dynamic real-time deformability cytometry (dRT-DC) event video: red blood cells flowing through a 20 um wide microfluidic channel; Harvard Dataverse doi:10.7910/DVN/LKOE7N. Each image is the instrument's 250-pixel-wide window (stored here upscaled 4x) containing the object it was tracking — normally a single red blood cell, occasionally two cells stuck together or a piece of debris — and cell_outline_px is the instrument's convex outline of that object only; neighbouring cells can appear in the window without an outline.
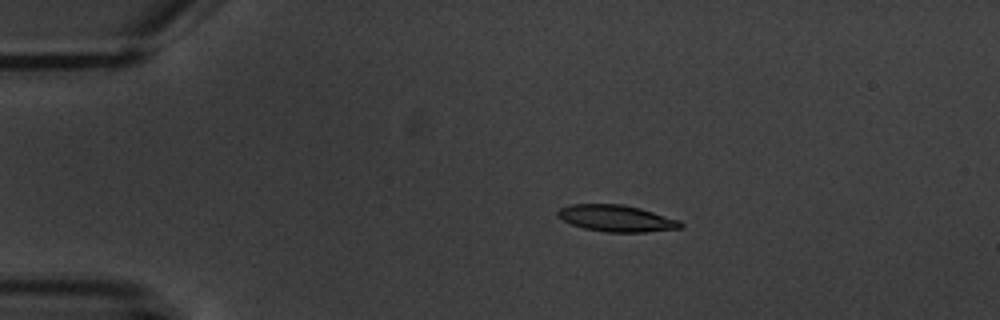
{"species": "common noctule bat (a hibernating species)", "species_latin": "Nyctalus noctula", "temperature_condition": "warm", "stored_images_in_passage": 10, "camera_frame_rate_fps": 3000, "um_per_image_px": 0.085, "animal": {"sex": "male", "body_mass_g": 20.1, "forearm_length_mm": 53.5}, "frame": {"image": 1, "passage_image": 2, "time_ms": 1.0, "image_size_px": [1000, 320], "cell_outline_px": [[684, 228], [644, 232], [608, 232], [584, 228], [572, 224], [556, 216], [556, 212], [560, 208], [572, 204], [624, 204], [640, 208], [680, 220], [684, 224]], "centroid_in_image_um": [52.43, 18.56], "position_along_channel_um": 32.6, "area_um2": 19.07}}
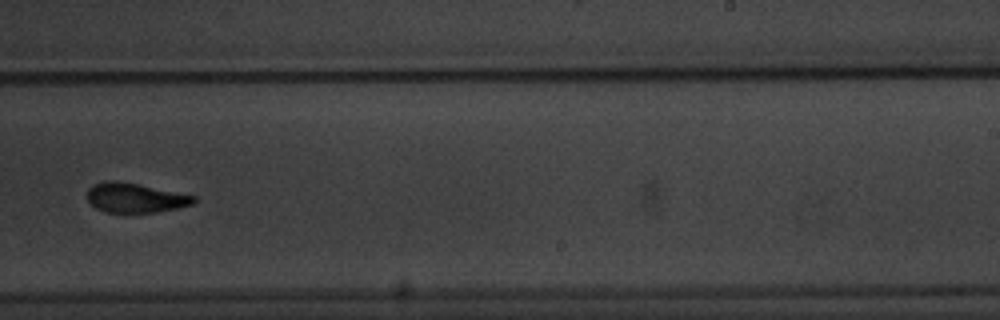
{"frame": {"image": 2, "passage_image": 9, "time_ms": 9.333, "image_size_px": [1000, 320], "cell_outline_px": [[196, 200], [192, 204], [180, 208], [156, 212], [108, 212], [96, 208], [88, 200], [88, 188], [92, 184], [104, 180], [116, 180], [196, 196]], "centroid_in_image_um": [11.48, 16.81], "position_along_channel_um": 277.5, "area_um2": 18.21}}
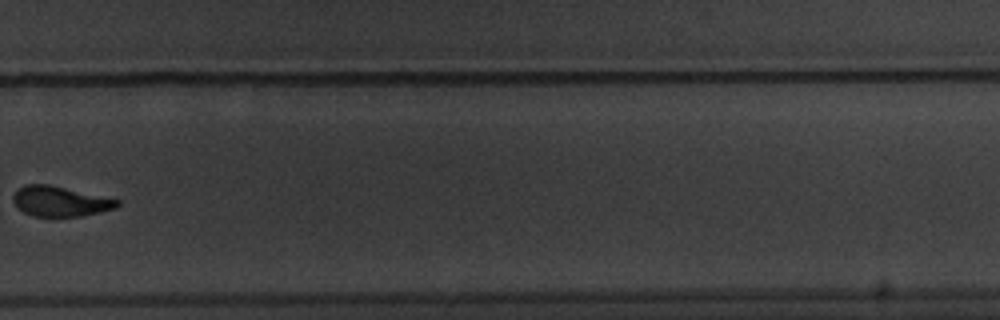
{"frame": {"image": 3, "passage_image": 10, "time_ms": 10.667, "image_size_px": [1000, 320], "cell_outline_px": [[120, 204], [116, 208], [100, 212], [80, 216], [32, 216], [24, 212], [12, 200], [12, 196], [24, 184], [48, 184], [120, 200]], "centroid_in_image_um": [5.12, 17.11], "position_along_channel_um": 324.7, "area_um2": 18.03}}